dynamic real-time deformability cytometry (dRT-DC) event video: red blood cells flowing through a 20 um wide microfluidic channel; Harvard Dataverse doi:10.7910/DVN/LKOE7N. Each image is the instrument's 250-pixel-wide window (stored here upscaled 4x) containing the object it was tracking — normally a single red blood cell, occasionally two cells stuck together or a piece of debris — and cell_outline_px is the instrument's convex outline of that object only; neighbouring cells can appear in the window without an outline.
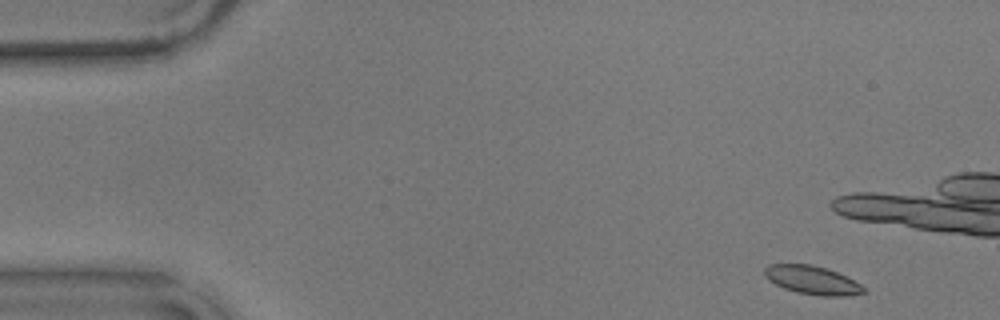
{"species": "common noctule bat (a hibernating species)", "species_latin": "Nyctalus noctula", "temperature_condition": "warm", "stored_images_in_passage": 54, "camera_frame_rate_fps": 3000, "um_per_image_px": 0.085, "animal": {"sex": "male", "body_mass_g": 17.9}, "frame": {"image": 1, "passage_image": 1, "time_ms": 0.0, "image_size_px": [1000, 320], "cell_outline_px": [[868, 292], [848, 296], [820, 296], [796, 292], [784, 288], [768, 280], [764, 276], [764, 268], [768, 264], [812, 264], [836, 272], [860, 284]], "centroid_in_image_um": [69.02, 23.82], "position_along_channel_um": 16.0, "area_um2": 16.42}, "authors_computed_cell_mechanics": {"area_um2": 16.3285, "velocity_mm_per_s": 3.5484, "shape_relaxation_time_tau1_ms": 3.0595, "shape_relaxation_time_tau2_ms": 2.1408, "deformation_change_tau1": 0.0719, "deformation_change_tau2": 0.0658}}